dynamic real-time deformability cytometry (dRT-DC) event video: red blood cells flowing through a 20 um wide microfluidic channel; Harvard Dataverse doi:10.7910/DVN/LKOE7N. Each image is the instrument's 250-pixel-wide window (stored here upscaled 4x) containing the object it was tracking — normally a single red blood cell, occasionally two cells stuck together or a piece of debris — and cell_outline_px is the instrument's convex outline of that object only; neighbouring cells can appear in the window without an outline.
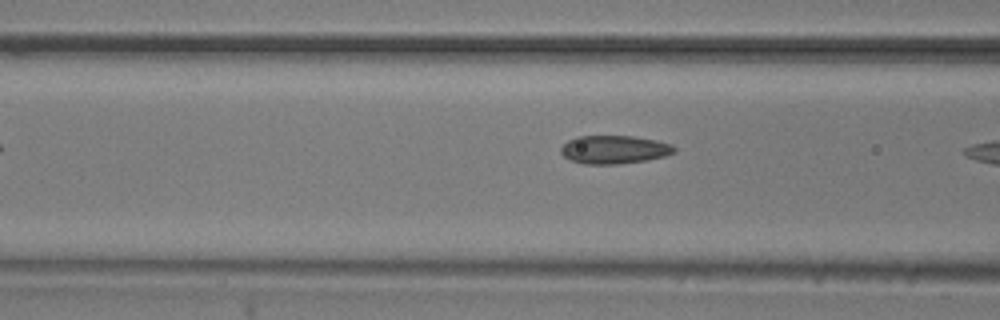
{"species": "common noctule bat (a hibernating species)", "species_latin": "Nyctalus noctula", "temperature_condition": "room temperature", "stored_images_in_passage": 8, "camera_frame_rate_fps": 3000, "um_per_image_px": 0.085, "animal": {"sex": "male", "body_mass_g": 20.5, "forearm_length_mm": 52.5}, "frame": {"image": 1, "passage_image": 6, "time_ms": 1.667, "image_size_px": [1000, 320], "cell_outline_px": [[676, 152], [664, 156], [648, 160], [616, 164], [584, 164], [572, 160], [564, 156], [560, 152], [560, 148], [568, 140], [576, 136], [632, 136], [656, 140], [672, 144], [676, 148]], "centroid_in_image_um": [52.22, 12.71], "position_along_channel_um": 114.4, "area_um2": 18.73}}